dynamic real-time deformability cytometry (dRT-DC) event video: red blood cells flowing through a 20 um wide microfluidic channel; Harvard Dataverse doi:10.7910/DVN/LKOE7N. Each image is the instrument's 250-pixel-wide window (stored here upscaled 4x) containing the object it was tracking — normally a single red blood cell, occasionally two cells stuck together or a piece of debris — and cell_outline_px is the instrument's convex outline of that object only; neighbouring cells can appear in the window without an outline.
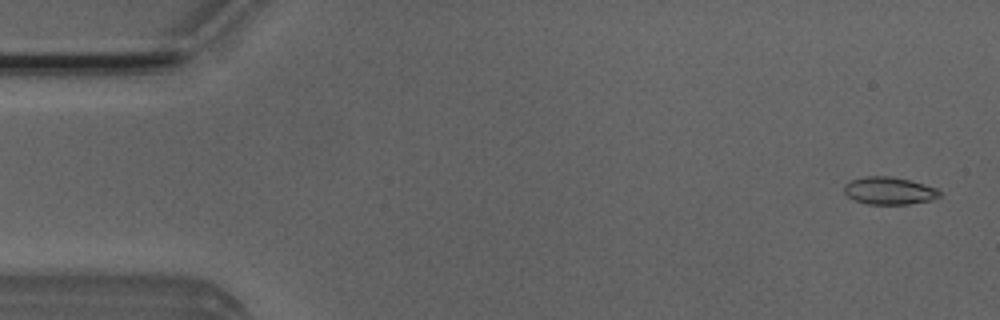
{"species": "Egyptian fruit bat (a non-hibernating species)", "species_latin": "Rousettus aegyptiacus", "temperature_condition": "room temperature", "stored_images_in_passage": 6, "camera_frame_rate_fps": 3000, "um_per_image_px": 0.085, "animal": {"sex": "male"}, "frame": {"image": 1, "passage_image": 1, "time_ms": 0.0, "image_size_px": [1000, 320], "cell_outline_px": [[940, 196], [928, 200], [908, 204], [868, 204], [856, 200], [848, 196], [844, 192], [844, 184], [852, 180], [864, 176], [888, 176], [908, 180], [924, 184], [936, 188], [940, 192]], "centroid_in_image_um": [75.55, 16.21], "position_along_channel_um": 9.5, "area_um2": 15.03}}